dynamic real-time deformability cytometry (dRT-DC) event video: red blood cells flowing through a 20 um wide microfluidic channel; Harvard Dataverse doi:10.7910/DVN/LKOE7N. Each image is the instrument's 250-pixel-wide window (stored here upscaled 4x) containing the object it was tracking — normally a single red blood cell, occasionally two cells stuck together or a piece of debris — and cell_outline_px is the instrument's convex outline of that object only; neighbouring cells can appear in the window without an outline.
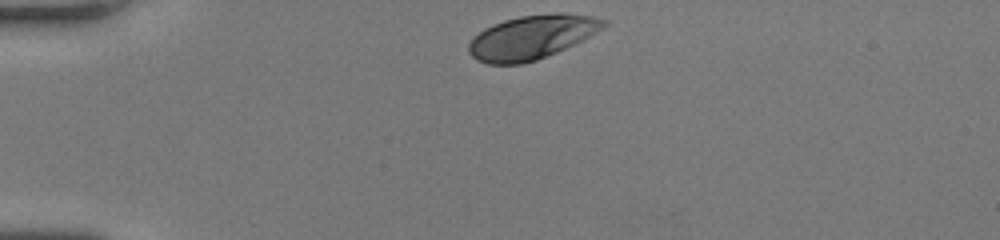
{"species": "human", "species_latin": "Homo sapiens", "temperature_condition": "room temperature", "stored_images_in_passage": 31, "camera_frame_rate_fps": 3000, "um_per_image_px": 0.085, "donor": {"sex": "female"}, "frame": {"image": 1, "passage_image": 1, "time_ms": 0.0, "image_size_px": [1000, 240], "cell_outline_px": [[612, 20], [604, 28], [584, 40], [556, 52], [536, 60], [520, 64], [488, 64], [476, 60], [468, 52], [468, 44], [484, 28], [492, 24], [504, 20], [520, 16], [556, 12], [560, 12], [592, 16]], "centroid_in_image_um": [45.25, 3.14], "position_along_channel_um": 39.7, "area_um2": 34.8}}
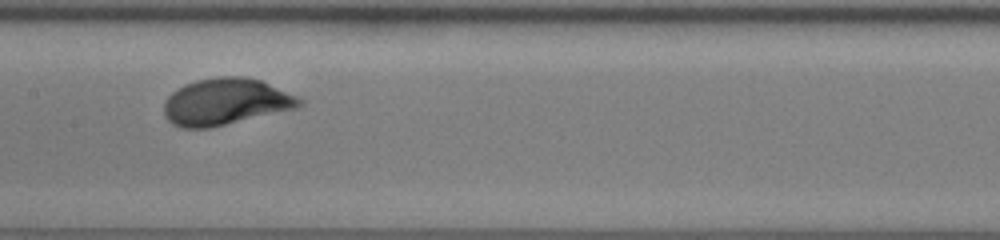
{"frame": {"image": 2, "passage_image": 15, "time_ms": 4.667, "image_size_px": [1000, 240], "cell_outline_px": [[304, 104], [296, 108], [208, 128], [180, 128], [172, 124], [164, 116], [164, 100], [172, 92], [184, 84], [196, 80], [216, 76], [244, 76], [260, 80], [296, 96], [304, 100]], "centroid_in_image_um": [19.14, 8.64], "position_along_channel_um": 188.3, "area_um2": 36.76}}
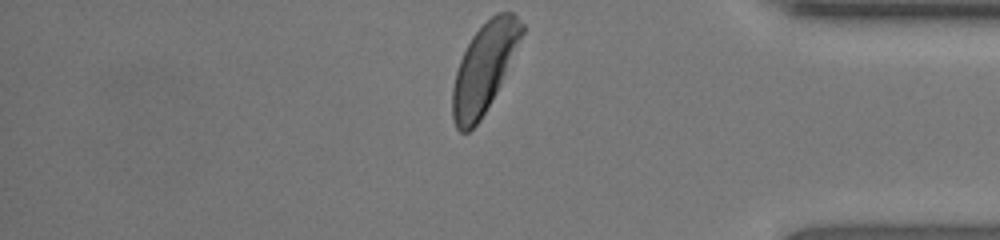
{"frame": {"image": 3, "passage_image": 31, "time_ms": 10.0, "image_size_px": [1000, 240], "cell_outline_px": [[524, 32], [500, 84], [496, 92], [480, 120], [468, 132], [460, 132], [456, 128], [452, 116], [452, 88], [456, 72], [460, 60], [472, 36], [496, 12], [512, 12], [524, 24]], "centroid_in_image_um": [41.14, 5.78], "position_along_channel_um": 394.1, "area_um2": 35.2}, "authors_computed_cell_mechanics": {"area_um2": 35.3736, "velocity_mm_per_s": 4.2349, "shape_relaxation_time_tau1_ms": 2.2649, "shape_relaxation_time_tau2_ms": null, "deformation_change_tau1": 0.1415, "deformation_change_tau2": null}}